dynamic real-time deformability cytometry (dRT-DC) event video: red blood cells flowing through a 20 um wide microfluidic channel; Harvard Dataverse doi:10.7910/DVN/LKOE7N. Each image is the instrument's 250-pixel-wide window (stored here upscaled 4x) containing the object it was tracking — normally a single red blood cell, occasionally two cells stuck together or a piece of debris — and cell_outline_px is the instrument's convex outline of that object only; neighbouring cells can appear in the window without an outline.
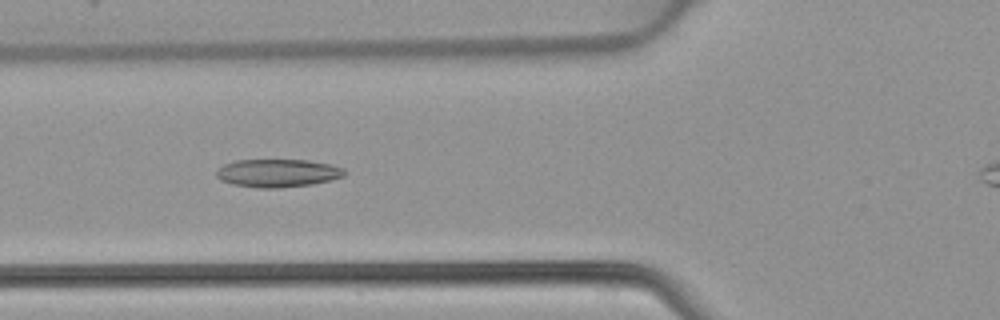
{"species": "common noctule bat (a hibernating species)", "species_latin": "Nyctalus noctula", "temperature_condition": "warm", "stored_images_in_passage": 36, "camera_frame_rate_fps": 3000, "um_per_image_px": 0.085, "animal": {"sex": "female", "body_mass_g": 22.7, "forearm_length_mm": 54.2}, "frame": {"image": 1, "passage_image": 17, "time_ms": 5.333, "image_size_px": [1000, 320], "cell_outline_px": [[348, 172], [344, 176], [312, 184], [280, 188], [260, 188], [232, 184], [220, 180], [216, 176], [216, 168], [224, 164], [236, 160], [308, 160], [332, 164], [344, 168]], "centroid_in_image_um": [23.6, 14.7], "position_along_channel_um": 102.2, "area_um2": 21.1}}
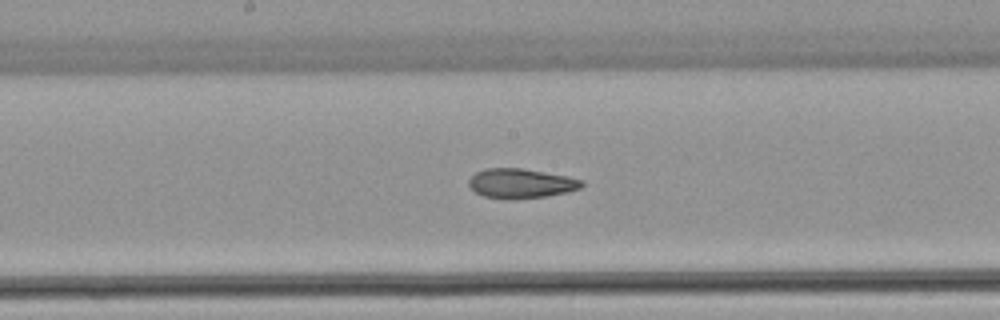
{"frame": {"image": 2, "passage_image": 24, "time_ms": 7.667, "image_size_px": [1000, 320], "cell_outline_px": [[584, 184], [580, 188], [568, 192], [548, 196], [512, 200], [504, 200], [484, 196], [476, 192], [468, 184], [468, 180], [476, 172], [484, 168], [524, 168], [568, 176], [584, 180]], "centroid_in_image_um": [44.29, 15.59], "position_along_channel_um": 203.9, "area_um2": 19.83}}
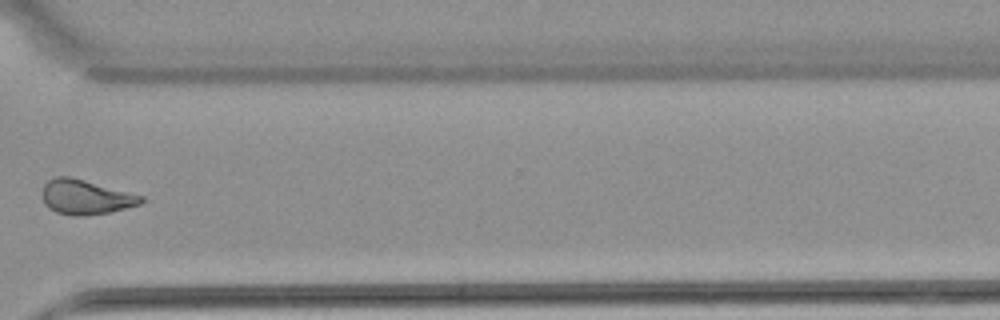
{"frame": {"image": 3, "passage_image": 35, "time_ms": 11.333, "image_size_px": [1000, 320], "cell_outline_px": [[144, 200], [140, 204], [108, 212], [84, 216], [72, 216], [56, 212], [48, 208], [40, 196], [44, 184], [48, 180], [56, 176], [68, 176], [84, 180], [144, 196]], "centroid_in_image_um": [7.22, 16.75], "position_along_channel_um": 363.4, "area_um2": 19.94}}